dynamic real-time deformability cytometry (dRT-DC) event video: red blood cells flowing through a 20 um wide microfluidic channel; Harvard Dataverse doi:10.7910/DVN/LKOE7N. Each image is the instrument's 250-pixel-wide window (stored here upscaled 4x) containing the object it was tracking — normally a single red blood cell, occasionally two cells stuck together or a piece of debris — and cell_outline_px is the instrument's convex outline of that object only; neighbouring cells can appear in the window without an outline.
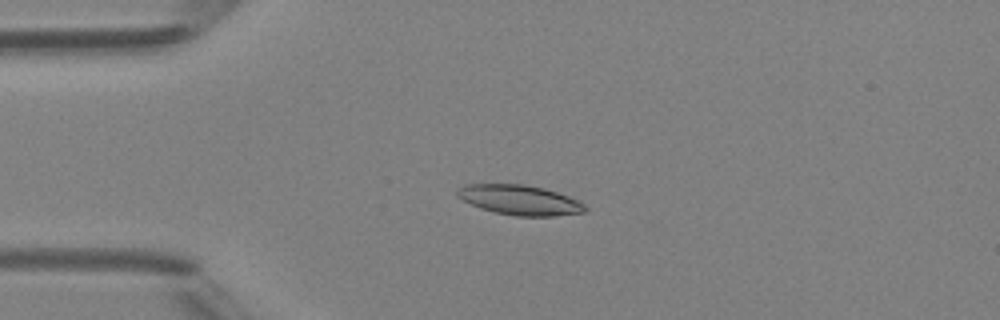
{"species": "Egyptian fruit bat (a non-hibernating species)", "species_latin": "Rousettus aegyptiacus", "temperature_condition": "room temperature", "stored_images_in_passage": 5, "camera_frame_rate_fps": 3000, "um_per_image_px": 0.085, "animal": {"sex": "female"}, "frame": {"image": 1, "passage_image": 4, "time_ms": 3.333, "image_size_px": [1000, 320], "cell_outline_px": [[588, 208], [584, 212], [552, 216], [516, 216], [496, 212], [480, 208], [456, 196], [456, 188], [464, 184], [524, 184], [544, 188], [568, 196], [584, 204]], "centroid_in_image_um": [44.15, 16.99], "position_along_channel_um": 40.9, "area_um2": 22.2}}